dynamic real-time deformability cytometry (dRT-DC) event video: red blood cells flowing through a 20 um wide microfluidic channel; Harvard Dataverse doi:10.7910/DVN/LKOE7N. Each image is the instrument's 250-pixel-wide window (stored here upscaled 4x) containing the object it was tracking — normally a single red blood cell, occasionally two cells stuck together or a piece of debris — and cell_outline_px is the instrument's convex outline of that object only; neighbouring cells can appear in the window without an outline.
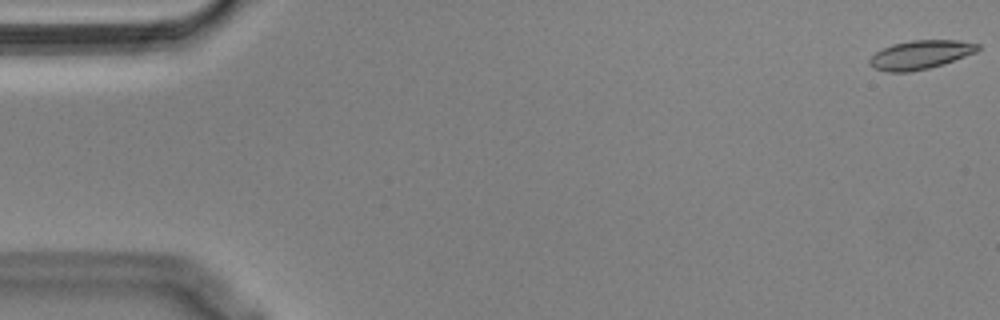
{"species": "Egyptian fruit bat (a non-hibernating species)", "species_latin": "Rousettus aegyptiacus", "temperature_condition": "cold", "stored_images_in_passage": 55, "segment_of_instrument_passage": [1, 2], "camera_frame_rate_fps": 3000, "um_per_image_px": 0.085, "animal": {"sex": "male"}, "frame": {"image": 1, "passage_image": 1, "time_ms": 0.0, "image_size_px": [1000, 320], "cell_outline_px": [[980, 48], [976, 52], [944, 64], [928, 68], [908, 72], [888, 72], [876, 68], [868, 64], [868, 60], [876, 52], [892, 44], [912, 40], [956, 40], [980, 44]], "centroid_in_image_um": [78.24, 4.65], "position_along_channel_um": 6.8, "area_um2": 18.03}}
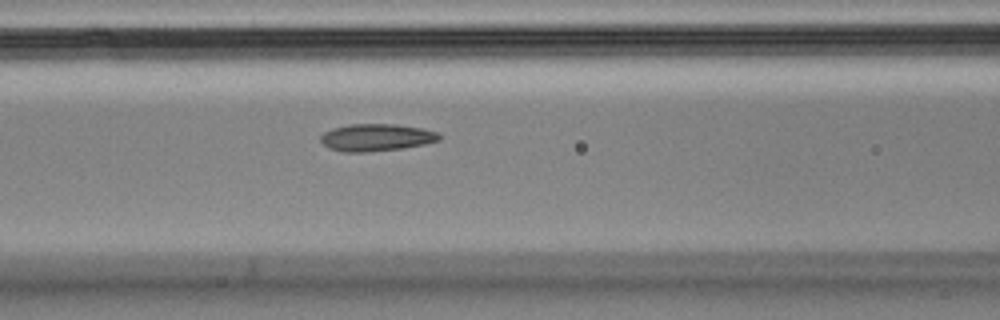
{"frame": {"image": 2, "passage_image": 23, "time_ms": 7.333, "image_size_px": [1000, 320], "cell_outline_px": [[440, 140], [424, 144], [404, 148], [364, 152], [344, 152], [328, 148], [320, 140], [320, 136], [324, 132], [332, 128], [348, 124], [396, 124], [424, 128], [436, 132], [440, 136]], "centroid_in_image_um": [31.97, 11.68], "position_along_channel_um": 134.6, "area_um2": 18.9}}
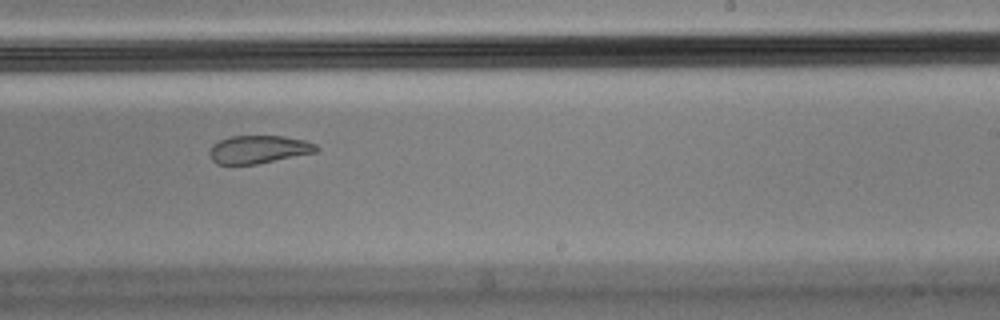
{"frame": {"image": 3, "passage_image": 34, "time_ms": 11.0, "image_size_px": [1000, 320], "cell_outline_px": [[320, 148], [316, 152], [256, 164], [216, 164], [212, 160], [208, 152], [212, 144], [220, 140], [232, 136], [284, 136], [304, 140], [316, 144]], "centroid_in_image_um": [21.97, 12.7], "position_along_channel_um": 267.0, "area_um2": 17.4}}